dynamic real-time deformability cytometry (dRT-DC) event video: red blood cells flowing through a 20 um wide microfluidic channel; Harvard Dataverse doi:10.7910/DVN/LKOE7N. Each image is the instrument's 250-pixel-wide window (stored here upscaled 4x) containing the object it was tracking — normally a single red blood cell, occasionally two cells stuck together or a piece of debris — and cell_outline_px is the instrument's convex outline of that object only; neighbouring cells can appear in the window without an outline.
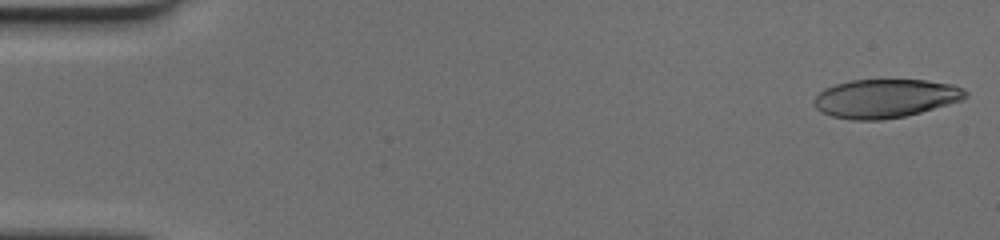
{"species": "human", "species_latin": "Homo sapiens", "temperature_condition": "cold", "stored_images_in_passage": 58, "camera_frame_rate_fps": 3000, "um_per_image_px": 0.085, "donor": {"sex": "female"}, "frame": {"image": 1, "passage_image": 1, "time_ms": 0.0, "image_size_px": [1000, 240], "cell_outline_px": [[968, 96], [964, 100], [920, 112], [904, 116], [880, 120], [852, 120], [832, 116], [820, 112], [812, 104], [812, 100], [824, 88], [836, 84], [852, 80], [928, 80], [952, 84], [964, 88], [968, 92]], "centroid_in_image_um": [75.26, 8.36], "position_along_channel_um": 9.7, "area_um2": 34.33}}
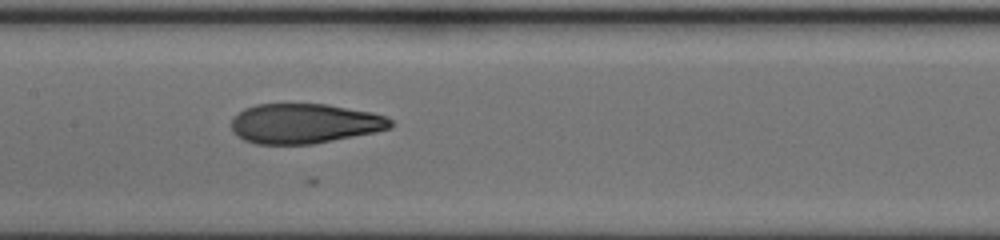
{"frame": {"image": 2, "passage_image": 29, "time_ms": 9.333, "image_size_px": [1000, 240], "cell_outline_px": [[392, 128], [376, 132], [312, 144], [256, 144], [244, 140], [232, 128], [232, 116], [244, 108], [256, 104], [328, 104], [372, 112], [388, 116], [392, 120]], "centroid_in_image_um": [25.91, 10.49], "position_along_channel_um": 181.5, "area_um2": 37.11}}
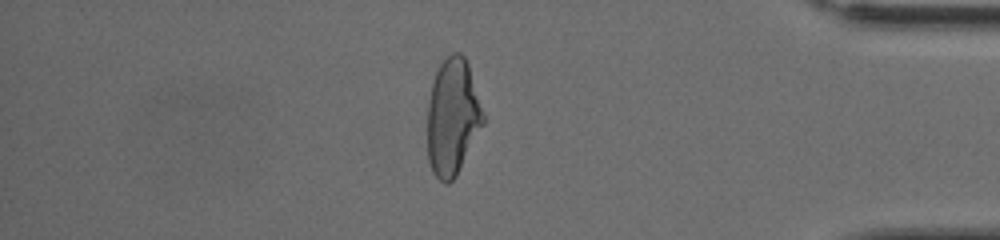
{"frame": {"image": 3, "passage_image": 50, "time_ms": 16.333, "image_size_px": [1000, 240], "cell_outline_px": [[484, 124], [456, 176], [448, 184], [444, 184], [432, 172], [428, 160], [428, 100], [432, 80], [440, 64], [452, 52], [460, 52], [464, 56], [468, 64], [484, 112]], "centroid_in_image_um": [38.47, 9.95], "position_along_channel_um": 396.7, "area_um2": 38.03}}